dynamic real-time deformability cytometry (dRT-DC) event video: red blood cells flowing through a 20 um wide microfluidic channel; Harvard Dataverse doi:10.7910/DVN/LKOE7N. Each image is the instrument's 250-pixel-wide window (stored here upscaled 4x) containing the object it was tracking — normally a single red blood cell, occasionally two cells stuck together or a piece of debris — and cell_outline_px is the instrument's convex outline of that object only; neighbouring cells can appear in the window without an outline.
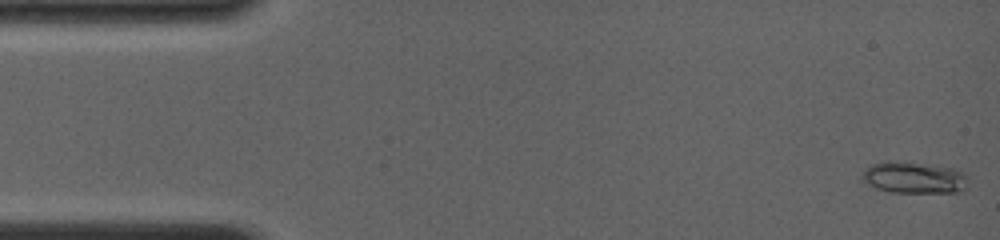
{"species": "common noctule bat (a hibernating species)", "species_latin": "Nyctalus noctula", "temperature_condition": "room temperature", "stored_images_in_passage": 55, "camera_frame_rate_fps": 4000, "um_per_image_px": 0.085, "animal": {"sex": "female", "body_mass_g": 19.0, "forearm_length_mm": 56.7}, "frame": {"image": 1, "passage_image": 1, "time_ms": 0.0, "image_size_px": [1000, 240], "cell_outline_px": [[968, 188], [964, 192], [888, 192], [876, 188], [860, 180], [860, 176], [864, 168], [872, 164], [884, 160], [904, 160], [952, 168], [964, 172], [968, 180]], "centroid_in_image_um": [77.67, 15.08], "position_along_channel_um": 7.3, "area_um2": 20.23}}
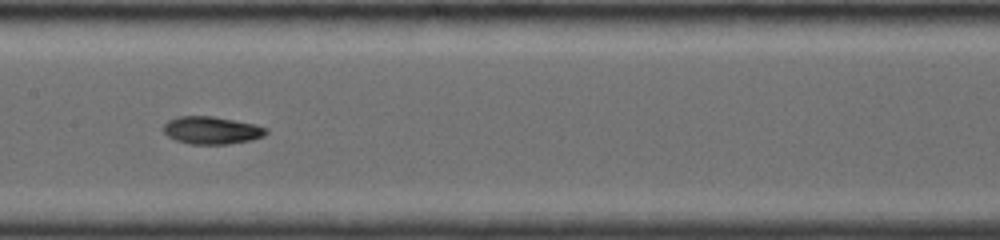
{"frame": {"image": 2, "passage_image": 31, "time_ms": 7.5, "image_size_px": [1000, 240], "cell_outline_px": [[268, 132], [264, 136], [252, 140], [228, 144], [192, 144], [176, 140], [168, 136], [164, 132], [164, 124], [168, 120], [176, 116], [212, 116], [256, 124], [268, 128]], "centroid_in_image_um": [18.02, 11.07], "position_along_channel_um": 189.4, "area_um2": 16.59}}
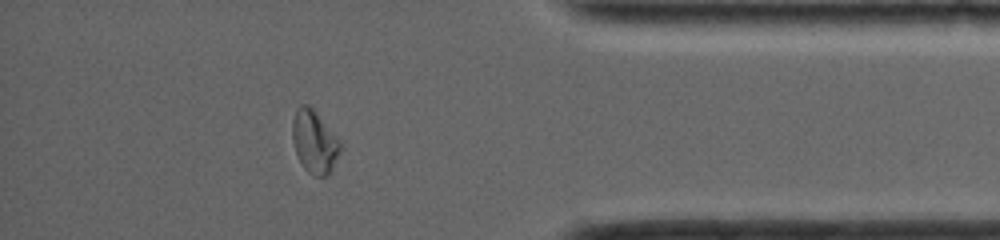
{"frame": {"image": 3, "passage_image": 49, "time_ms": 13.25, "image_size_px": [1000, 240], "cell_outline_px": [[344, 148], [332, 168], [324, 176], [312, 176], [304, 168], [296, 152], [292, 140], [292, 120], [300, 104], [308, 104], [316, 112], [340, 140]], "centroid_in_image_um": [26.75, 12.05], "position_along_channel_um": 408.5, "area_um2": 17.57}, "authors_computed_cell_mechanics": {"area_um2": 16.762, "velocity_mm_per_s": 4.0714, "shape_relaxation_time_tau1_ms": 5.0023, "shape_relaxation_time_tau2_ms": 4.6943, "deformation_change_tau1": 0.2179, "deformation_change_tau2": 0.0762}}